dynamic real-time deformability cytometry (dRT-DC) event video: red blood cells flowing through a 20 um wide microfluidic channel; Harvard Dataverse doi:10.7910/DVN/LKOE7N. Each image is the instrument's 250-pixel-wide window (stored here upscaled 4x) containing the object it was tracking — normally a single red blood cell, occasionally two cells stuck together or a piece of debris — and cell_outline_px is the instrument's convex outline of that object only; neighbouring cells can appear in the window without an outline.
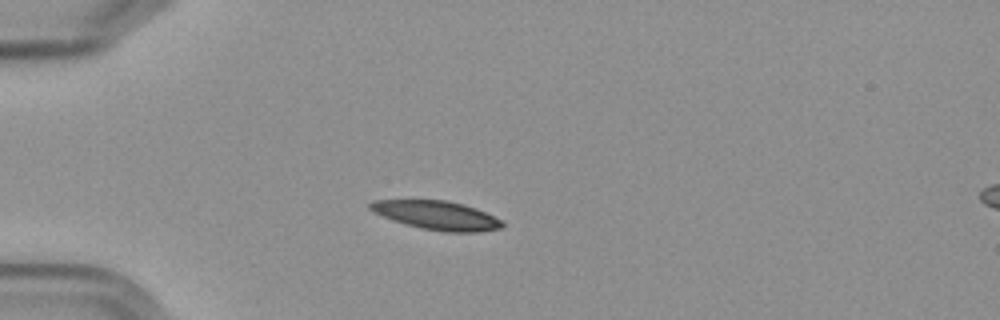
{"species": "Egyptian fruit bat (a non-hibernating species)", "species_latin": "Rousettus aegyptiacus", "temperature_condition": "cold", "stored_images_in_passage": 6, "camera_frame_rate_fps": 3000, "um_per_image_px": 0.085, "frame": {"image": 1, "passage_image": 5, "time_ms": 4.667, "image_size_px": [1000, 320], "cell_outline_px": [[504, 224], [500, 228], [476, 232], [444, 232], [420, 228], [404, 224], [392, 220], [372, 212], [368, 208], [368, 204], [372, 200], [448, 200], [464, 204], [476, 208], [500, 220]], "centroid_in_image_um": [37.06, 18.29], "position_along_channel_um": 47.9, "area_um2": 22.2}}